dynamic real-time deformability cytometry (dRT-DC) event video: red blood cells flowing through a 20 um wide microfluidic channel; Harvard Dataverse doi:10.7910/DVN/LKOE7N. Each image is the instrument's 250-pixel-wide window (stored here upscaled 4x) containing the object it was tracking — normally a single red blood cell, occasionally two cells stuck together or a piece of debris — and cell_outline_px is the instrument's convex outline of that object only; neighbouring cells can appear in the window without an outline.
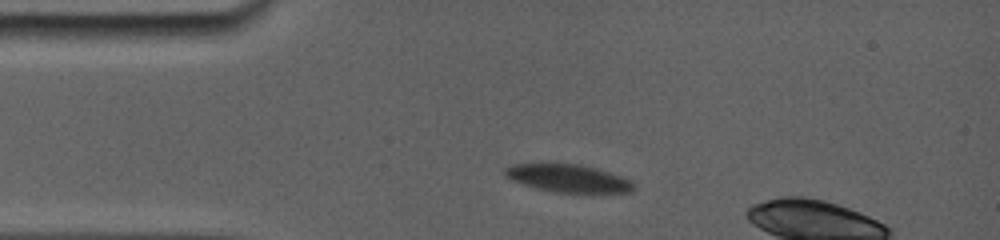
{"species": "common noctule bat (a hibernating species)", "species_latin": "Nyctalus noctula", "temperature_condition": "room temperature", "stored_images_in_passage": 5, "camera_frame_rate_fps": 5000, "um_per_image_px": 0.085, "animal": {"sex": "female", "body_mass_g": 19.0, "forearm_length_mm": 56.7}, "frame": {"image": 1, "passage_image": 1, "time_ms": 0.0, "image_size_px": [1000, 240], "cell_outline_px": [[636, 188], [632, 192], [588, 196], [552, 192], [536, 188], [512, 180], [504, 176], [504, 168], [516, 164], [576, 164], [608, 172], [632, 180], [636, 184]], "centroid_in_image_um": [48.41, 15.23], "position_along_channel_um": 36.6, "area_um2": 21.68}}